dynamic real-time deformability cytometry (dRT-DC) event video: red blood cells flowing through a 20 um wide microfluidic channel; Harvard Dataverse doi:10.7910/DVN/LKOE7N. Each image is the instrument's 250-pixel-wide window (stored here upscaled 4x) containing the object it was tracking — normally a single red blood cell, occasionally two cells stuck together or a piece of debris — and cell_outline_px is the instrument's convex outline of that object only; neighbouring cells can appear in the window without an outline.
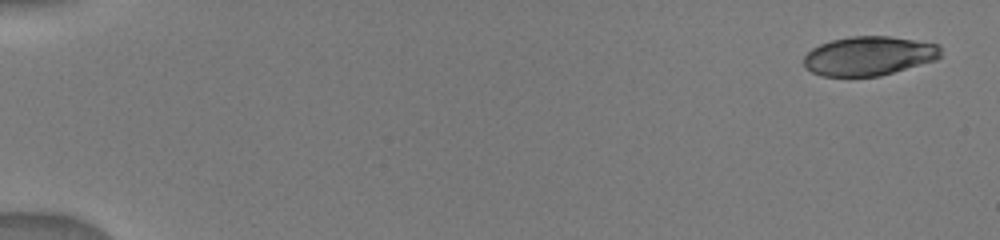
{"species": "human", "species_latin": "Homo sapiens", "temperature_condition": "warm", "stored_images_in_passage": 28, "camera_frame_rate_fps": 3000, "um_per_image_px": 0.085, "donor": {"sex": "male"}, "frame": {"image": 1, "passage_image": 1, "time_ms": 0.0, "image_size_px": [1000, 240], "cell_outline_px": [[940, 56], [936, 60], [880, 76], [820, 76], [804, 68], [804, 56], [812, 48], [820, 44], [832, 40], [848, 36], [888, 36], [916, 40], [940, 44]], "centroid_in_image_um": [73.85, 4.75], "position_along_channel_um": 11.2, "area_um2": 31.39}}
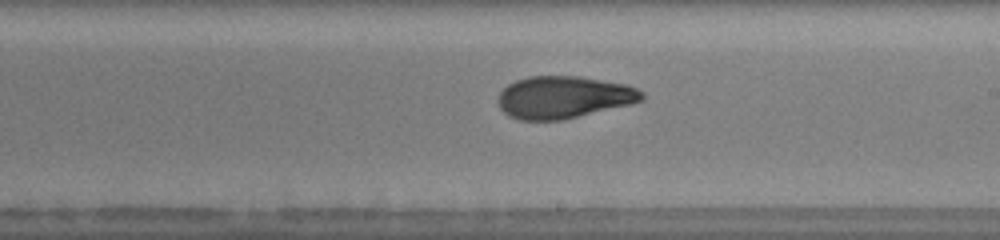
{"frame": {"image": 2, "passage_image": 13, "time_ms": 9.667, "image_size_px": [1000, 240], "cell_outline_px": [[644, 100], [628, 104], [560, 120], [520, 120], [508, 116], [500, 108], [500, 92], [508, 84], [516, 80], [528, 76], [580, 76], [628, 84], [644, 92]], "centroid_in_image_um": [47.92, 8.25], "position_along_channel_um": 241.1, "area_um2": 35.14}}
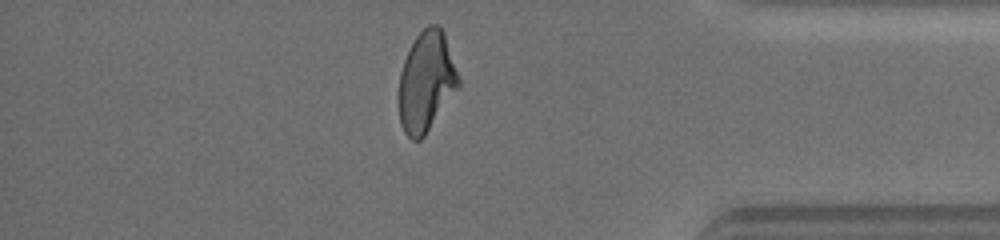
{"frame": {"image": 3, "passage_image": 23, "time_ms": 14.0, "image_size_px": [1000, 240], "cell_outline_px": [[460, 88], [424, 136], [420, 140], [412, 140], [404, 132], [400, 124], [396, 100], [400, 72], [404, 60], [416, 36], [428, 24], [436, 24], [444, 32], [460, 80]], "centroid_in_image_um": [36.21, 6.99], "position_along_channel_um": 399.0, "area_um2": 35.37}}